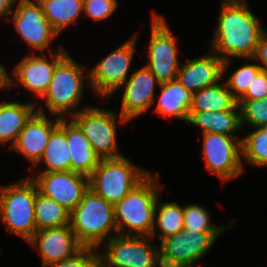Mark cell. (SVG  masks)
Segmentation results:
<instances>
[{
    "instance_id": "cell-16",
    "label": "cell",
    "mask_w": 267,
    "mask_h": 267,
    "mask_svg": "<svg viewBox=\"0 0 267 267\" xmlns=\"http://www.w3.org/2000/svg\"><path fill=\"white\" fill-rule=\"evenodd\" d=\"M36 107L37 111L26 122L15 145L11 148L31 163L29 170L39 162L52 131L59 125V117L52 115L53 121L46 115L44 106L37 105Z\"/></svg>"
},
{
    "instance_id": "cell-22",
    "label": "cell",
    "mask_w": 267,
    "mask_h": 267,
    "mask_svg": "<svg viewBox=\"0 0 267 267\" xmlns=\"http://www.w3.org/2000/svg\"><path fill=\"white\" fill-rule=\"evenodd\" d=\"M36 102H0V144L11 142L10 149L15 145L26 122L37 111Z\"/></svg>"
},
{
    "instance_id": "cell-19",
    "label": "cell",
    "mask_w": 267,
    "mask_h": 267,
    "mask_svg": "<svg viewBox=\"0 0 267 267\" xmlns=\"http://www.w3.org/2000/svg\"><path fill=\"white\" fill-rule=\"evenodd\" d=\"M209 51L181 63L177 79L192 93L223 81V60Z\"/></svg>"
},
{
    "instance_id": "cell-4",
    "label": "cell",
    "mask_w": 267,
    "mask_h": 267,
    "mask_svg": "<svg viewBox=\"0 0 267 267\" xmlns=\"http://www.w3.org/2000/svg\"><path fill=\"white\" fill-rule=\"evenodd\" d=\"M85 69V65L74 61L68 53L57 63L49 87L41 98L49 115L67 118L81 110L77 108L83 99L84 88L90 87L89 70ZM84 77L88 82L84 81Z\"/></svg>"
},
{
    "instance_id": "cell-31",
    "label": "cell",
    "mask_w": 267,
    "mask_h": 267,
    "mask_svg": "<svg viewBox=\"0 0 267 267\" xmlns=\"http://www.w3.org/2000/svg\"><path fill=\"white\" fill-rule=\"evenodd\" d=\"M262 67L258 63H248L237 68L225 82L228 85L232 96L238 100L248 89L254 78L262 71Z\"/></svg>"
},
{
    "instance_id": "cell-11",
    "label": "cell",
    "mask_w": 267,
    "mask_h": 267,
    "mask_svg": "<svg viewBox=\"0 0 267 267\" xmlns=\"http://www.w3.org/2000/svg\"><path fill=\"white\" fill-rule=\"evenodd\" d=\"M150 33L146 66L160 83L176 79L181 66L177 41L162 15L152 12Z\"/></svg>"
},
{
    "instance_id": "cell-6",
    "label": "cell",
    "mask_w": 267,
    "mask_h": 267,
    "mask_svg": "<svg viewBox=\"0 0 267 267\" xmlns=\"http://www.w3.org/2000/svg\"><path fill=\"white\" fill-rule=\"evenodd\" d=\"M149 173V170L133 165L124 155L104 158L89 176V188L115 205Z\"/></svg>"
},
{
    "instance_id": "cell-24",
    "label": "cell",
    "mask_w": 267,
    "mask_h": 267,
    "mask_svg": "<svg viewBox=\"0 0 267 267\" xmlns=\"http://www.w3.org/2000/svg\"><path fill=\"white\" fill-rule=\"evenodd\" d=\"M70 153L66 140V118L59 117V125L52 131L39 163L46 167L42 172L71 171Z\"/></svg>"
},
{
    "instance_id": "cell-33",
    "label": "cell",
    "mask_w": 267,
    "mask_h": 267,
    "mask_svg": "<svg viewBox=\"0 0 267 267\" xmlns=\"http://www.w3.org/2000/svg\"><path fill=\"white\" fill-rule=\"evenodd\" d=\"M118 8V0H83V14L96 22L113 15Z\"/></svg>"
},
{
    "instance_id": "cell-8",
    "label": "cell",
    "mask_w": 267,
    "mask_h": 267,
    "mask_svg": "<svg viewBox=\"0 0 267 267\" xmlns=\"http://www.w3.org/2000/svg\"><path fill=\"white\" fill-rule=\"evenodd\" d=\"M136 36L134 34L89 69L90 87L101 100L108 102L109 97L121 89L129 78L128 73L136 51Z\"/></svg>"
},
{
    "instance_id": "cell-28",
    "label": "cell",
    "mask_w": 267,
    "mask_h": 267,
    "mask_svg": "<svg viewBox=\"0 0 267 267\" xmlns=\"http://www.w3.org/2000/svg\"><path fill=\"white\" fill-rule=\"evenodd\" d=\"M36 232L46 228L70 225V212L55 200L38 191L34 204Z\"/></svg>"
},
{
    "instance_id": "cell-38",
    "label": "cell",
    "mask_w": 267,
    "mask_h": 267,
    "mask_svg": "<svg viewBox=\"0 0 267 267\" xmlns=\"http://www.w3.org/2000/svg\"><path fill=\"white\" fill-rule=\"evenodd\" d=\"M93 267H117L107 263L99 254L96 255Z\"/></svg>"
},
{
    "instance_id": "cell-17",
    "label": "cell",
    "mask_w": 267,
    "mask_h": 267,
    "mask_svg": "<svg viewBox=\"0 0 267 267\" xmlns=\"http://www.w3.org/2000/svg\"><path fill=\"white\" fill-rule=\"evenodd\" d=\"M155 84L160 85V82L146 65L135 72L132 71L122 85V105L119 114L130 122L146 112L152 105L154 106Z\"/></svg>"
},
{
    "instance_id": "cell-12",
    "label": "cell",
    "mask_w": 267,
    "mask_h": 267,
    "mask_svg": "<svg viewBox=\"0 0 267 267\" xmlns=\"http://www.w3.org/2000/svg\"><path fill=\"white\" fill-rule=\"evenodd\" d=\"M67 53L64 47L59 46L55 52L49 54L48 58L45 57V53L41 55L27 54L15 65L12 70V78L6 70V88L9 90L21 85L27 91L32 92L35 97L41 99L49 87L57 63Z\"/></svg>"
},
{
    "instance_id": "cell-7",
    "label": "cell",
    "mask_w": 267,
    "mask_h": 267,
    "mask_svg": "<svg viewBox=\"0 0 267 267\" xmlns=\"http://www.w3.org/2000/svg\"><path fill=\"white\" fill-rule=\"evenodd\" d=\"M116 111L94 106H83L71 120L80 128L101 159L123 156L118 152L117 123H128ZM119 120H118V119Z\"/></svg>"
},
{
    "instance_id": "cell-37",
    "label": "cell",
    "mask_w": 267,
    "mask_h": 267,
    "mask_svg": "<svg viewBox=\"0 0 267 267\" xmlns=\"http://www.w3.org/2000/svg\"><path fill=\"white\" fill-rule=\"evenodd\" d=\"M16 0H0V18L7 17L12 14Z\"/></svg>"
},
{
    "instance_id": "cell-26",
    "label": "cell",
    "mask_w": 267,
    "mask_h": 267,
    "mask_svg": "<svg viewBox=\"0 0 267 267\" xmlns=\"http://www.w3.org/2000/svg\"><path fill=\"white\" fill-rule=\"evenodd\" d=\"M54 30L60 34L83 14V0H38Z\"/></svg>"
},
{
    "instance_id": "cell-23",
    "label": "cell",
    "mask_w": 267,
    "mask_h": 267,
    "mask_svg": "<svg viewBox=\"0 0 267 267\" xmlns=\"http://www.w3.org/2000/svg\"><path fill=\"white\" fill-rule=\"evenodd\" d=\"M238 111V112H237ZM187 123L201 127L204 133H218L237 136L242 129L240 108L236 103L231 109L218 112H189Z\"/></svg>"
},
{
    "instance_id": "cell-9",
    "label": "cell",
    "mask_w": 267,
    "mask_h": 267,
    "mask_svg": "<svg viewBox=\"0 0 267 267\" xmlns=\"http://www.w3.org/2000/svg\"><path fill=\"white\" fill-rule=\"evenodd\" d=\"M223 233L184 229L167 237L159 246L161 267H194Z\"/></svg>"
},
{
    "instance_id": "cell-13",
    "label": "cell",
    "mask_w": 267,
    "mask_h": 267,
    "mask_svg": "<svg viewBox=\"0 0 267 267\" xmlns=\"http://www.w3.org/2000/svg\"><path fill=\"white\" fill-rule=\"evenodd\" d=\"M202 138L207 170L219 177L222 183L242 175V138L218 133H204Z\"/></svg>"
},
{
    "instance_id": "cell-34",
    "label": "cell",
    "mask_w": 267,
    "mask_h": 267,
    "mask_svg": "<svg viewBox=\"0 0 267 267\" xmlns=\"http://www.w3.org/2000/svg\"><path fill=\"white\" fill-rule=\"evenodd\" d=\"M97 251V252H96ZM98 250L93 247H82L73 256L42 267H93Z\"/></svg>"
},
{
    "instance_id": "cell-18",
    "label": "cell",
    "mask_w": 267,
    "mask_h": 267,
    "mask_svg": "<svg viewBox=\"0 0 267 267\" xmlns=\"http://www.w3.org/2000/svg\"><path fill=\"white\" fill-rule=\"evenodd\" d=\"M27 243L39 251L41 266L65 260L83 247L70 225L39 230Z\"/></svg>"
},
{
    "instance_id": "cell-25",
    "label": "cell",
    "mask_w": 267,
    "mask_h": 267,
    "mask_svg": "<svg viewBox=\"0 0 267 267\" xmlns=\"http://www.w3.org/2000/svg\"><path fill=\"white\" fill-rule=\"evenodd\" d=\"M237 100L225 81L217 82L193 93L189 112H218L231 109Z\"/></svg>"
},
{
    "instance_id": "cell-27",
    "label": "cell",
    "mask_w": 267,
    "mask_h": 267,
    "mask_svg": "<svg viewBox=\"0 0 267 267\" xmlns=\"http://www.w3.org/2000/svg\"><path fill=\"white\" fill-rule=\"evenodd\" d=\"M157 200L154 217V228L151 238L159 235V241L184 230L183 207L177 202H160ZM158 232V233H157Z\"/></svg>"
},
{
    "instance_id": "cell-32",
    "label": "cell",
    "mask_w": 267,
    "mask_h": 267,
    "mask_svg": "<svg viewBox=\"0 0 267 267\" xmlns=\"http://www.w3.org/2000/svg\"><path fill=\"white\" fill-rule=\"evenodd\" d=\"M241 124L252 128L267 126V97L258 100H237Z\"/></svg>"
},
{
    "instance_id": "cell-21",
    "label": "cell",
    "mask_w": 267,
    "mask_h": 267,
    "mask_svg": "<svg viewBox=\"0 0 267 267\" xmlns=\"http://www.w3.org/2000/svg\"><path fill=\"white\" fill-rule=\"evenodd\" d=\"M158 102L155 113L163 118H176L187 122L193 93L187 90L176 78L160 83Z\"/></svg>"
},
{
    "instance_id": "cell-30",
    "label": "cell",
    "mask_w": 267,
    "mask_h": 267,
    "mask_svg": "<svg viewBox=\"0 0 267 267\" xmlns=\"http://www.w3.org/2000/svg\"><path fill=\"white\" fill-rule=\"evenodd\" d=\"M183 215H184V229H189L192 231L199 232H225L229 227H233L232 224L236 223L235 221H231L229 226L218 225L215 226L211 223V216L209 214V210L201 206L200 204H187L183 207Z\"/></svg>"
},
{
    "instance_id": "cell-35",
    "label": "cell",
    "mask_w": 267,
    "mask_h": 267,
    "mask_svg": "<svg viewBox=\"0 0 267 267\" xmlns=\"http://www.w3.org/2000/svg\"><path fill=\"white\" fill-rule=\"evenodd\" d=\"M267 97V70H262L238 100H258Z\"/></svg>"
},
{
    "instance_id": "cell-36",
    "label": "cell",
    "mask_w": 267,
    "mask_h": 267,
    "mask_svg": "<svg viewBox=\"0 0 267 267\" xmlns=\"http://www.w3.org/2000/svg\"><path fill=\"white\" fill-rule=\"evenodd\" d=\"M252 59L256 60L263 70H267V30L261 34L255 56Z\"/></svg>"
},
{
    "instance_id": "cell-3",
    "label": "cell",
    "mask_w": 267,
    "mask_h": 267,
    "mask_svg": "<svg viewBox=\"0 0 267 267\" xmlns=\"http://www.w3.org/2000/svg\"><path fill=\"white\" fill-rule=\"evenodd\" d=\"M70 227L83 247L99 248L118 234L114 205L90 188L70 212Z\"/></svg>"
},
{
    "instance_id": "cell-10",
    "label": "cell",
    "mask_w": 267,
    "mask_h": 267,
    "mask_svg": "<svg viewBox=\"0 0 267 267\" xmlns=\"http://www.w3.org/2000/svg\"><path fill=\"white\" fill-rule=\"evenodd\" d=\"M151 236L116 234L108 239L98 254L117 267H161L159 246L151 245Z\"/></svg>"
},
{
    "instance_id": "cell-39",
    "label": "cell",
    "mask_w": 267,
    "mask_h": 267,
    "mask_svg": "<svg viewBox=\"0 0 267 267\" xmlns=\"http://www.w3.org/2000/svg\"><path fill=\"white\" fill-rule=\"evenodd\" d=\"M6 68L0 64V90L6 89Z\"/></svg>"
},
{
    "instance_id": "cell-2",
    "label": "cell",
    "mask_w": 267,
    "mask_h": 267,
    "mask_svg": "<svg viewBox=\"0 0 267 267\" xmlns=\"http://www.w3.org/2000/svg\"><path fill=\"white\" fill-rule=\"evenodd\" d=\"M159 173L150 172L122 200L114 205L118 234L151 236L161 184ZM161 187V188H160Z\"/></svg>"
},
{
    "instance_id": "cell-1",
    "label": "cell",
    "mask_w": 267,
    "mask_h": 267,
    "mask_svg": "<svg viewBox=\"0 0 267 267\" xmlns=\"http://www.w3.org/2000/svg\"><path fill=\"white\" fill-rule=\"evenodd\" d=\"M220 8L209 50L223 60V76H226L231 58L248 60L255 56L260 36L266 29L249 9L247 0H222Z\"/></svg>"
},
{
    "instance_id": "cell-15",
    "label": "cell",
    "mask_w": 267,
    "mask_h": 267,
    "mask_svg": "<svg viewBox=\"0 0 267 267\" xmlns=\"http://www.w3.org/2000/svg\"><path fill=\"white\" fill-rule=\"evenodd\" d=\"M29 176L38 191L71 212L89 189V177L74 171L36 172Z\"/></svg>"
},
{
    "instance_id": "cell-5",
    "label": "cell",
    "mask_w": 267,
    "mask_h": 267,
    "mask_svg": "<svg viewBox=\"0 0 267 267\" xmlns=\"http://www.w3.org/2000/svg\"><path fill=\"white\" fill-rule=\"evenodd\" d=\"M37 185L26 177L9 186H0V220L8 233L28 242L36 233L34 204Z\"/></svg>"
},
{
    "instance_id": "cell-20",
    "label": "cell",
    "mask_w": 267,
    "mask_h": 267,
    "mask_svg": "<svg viewBox=\"0 0 267 267\" xmlns=\"http://www.w3.org/2000/svg\"><path fill=\"white\" fill-rule=\"evenodd\" d=\"M66 140L70 153L71 171L90 176L101 161L80 128L66 118Z\"/></svg>"
},
{
    "instance_id": "cell-14",
    "label": "cell",
    "mask_w": 267,
    "mask_h": 267,
    "mask_svg": "<svg viewBox=\"0 0 267 267\" xmlns=\"http://www.w3.org/2000/svg\"><path fill=\"white\" fill-rule=\"evenodd\" d=\"M13 12L9 16L14 28L22 41L26 42L32 53L37 50L41 53L47 49L51 51L50 44L58 36V33L46 18L42 5L38 0H16Z\"/></svg>"
},
{
    "instance_id": "cell-29",
    "label": "cell",
    "mask_w": 267,
    "mask_h": 267,
    "mask_svg": "<svg viewBox=\"0 0 267 267\" xmlns=\"http://www.w3.org/2000/svg\"><path fill=\"white\" fill-rule=\"evenodd\" d=\"M242 165L267 167V126L257 127L241 137Z\"/></svg>"
}]
</instances>
